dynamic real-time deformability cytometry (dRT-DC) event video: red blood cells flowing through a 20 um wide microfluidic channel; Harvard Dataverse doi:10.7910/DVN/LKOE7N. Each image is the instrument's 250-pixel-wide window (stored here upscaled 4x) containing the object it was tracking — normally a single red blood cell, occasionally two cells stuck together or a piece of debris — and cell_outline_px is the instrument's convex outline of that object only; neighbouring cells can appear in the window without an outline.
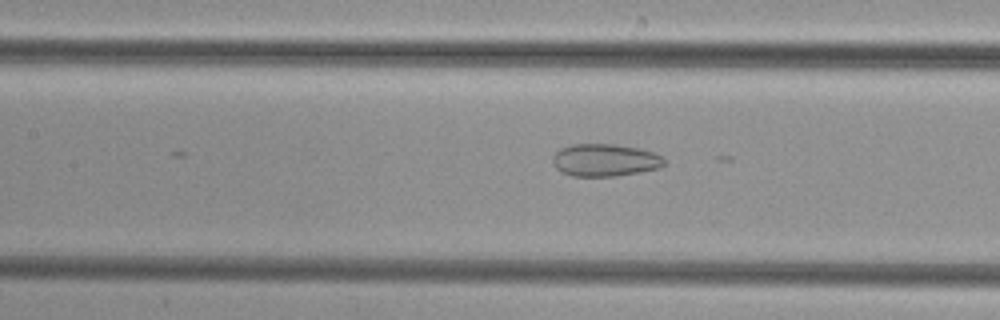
{"species": "common noctule bat (a hibernating species)", "species_latin": "Nyctalus noctula", "temperature_condition": "cold", "stored_images_in_passage": 38, "camera_frame_rate_fps": 3000, "um_per_image_px": 0.085, "animal": {"sex": "female", "body_mass_g": 29.2, "forearm_length_mm": 56.3}, "frame": {"image": 1, "passage_image": 18, "time_ms": 5.667, "image_size_px": [1000, 320], "cell_outline_px": [[664, 164], [660, 168], [640, 172], [616, 176], [572, 176], [560, 172], [552, 164], [552, 156], [560, 148], [572, 144], [616, 144], [640, 148], [652, 152], [660, 156], [664, 160]], "centroid_in_image_um": [51.38, 13.61], "position_along_channel_um": 156.0, "area_um2": 21.27}}
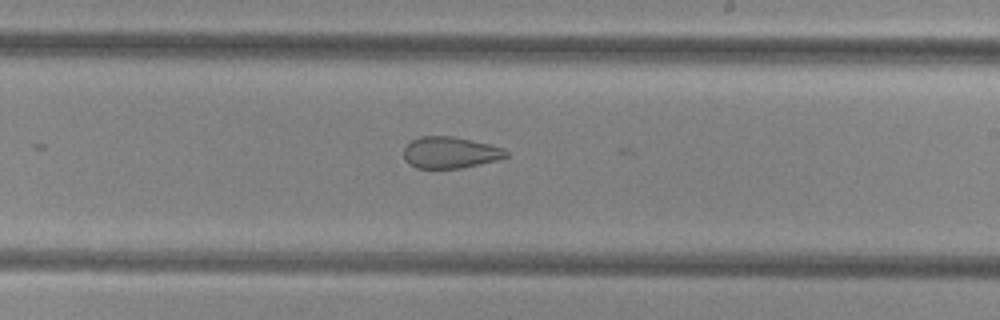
{"frame": {"image": 2, "passage_image": 25, "time_ms": 8.0, "image_size_px": [1000, 320], "cell_outline_px": [[508, 156], [500, 160], [460, 168], [416, 168], [408, 164], [404, 160], [404, 148], [412, 140], [420, 136], [452, 136], [488, 144], [504, 148], [508, 152]], "centroid_in_image_um": [38.26, 12.97], "position_along_channel_um": 250.7, "area_um2": 18.84}}
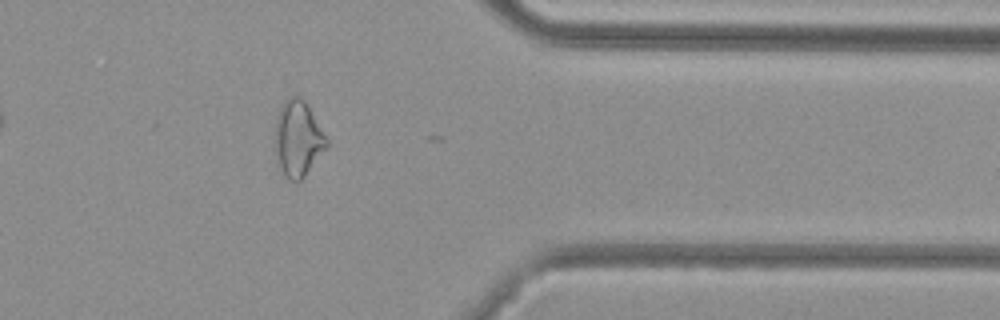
{"frame": {"image": 3, "passage_image": 36, "time_ms": 11.667, "image_size_px": [1000, 320], "cell_outline_px": [[328, 148], [304, 176], [296, 184], [288, 180], [276, 168], [276, 120], [280, 108], [284, 100], [292, 96], [300, 96], [308, 104], [328, 140]], "centroid_in_image_um": [25.33, 11.84], "position_along_channel_um": 386.1, "area_um2": 23.18}}